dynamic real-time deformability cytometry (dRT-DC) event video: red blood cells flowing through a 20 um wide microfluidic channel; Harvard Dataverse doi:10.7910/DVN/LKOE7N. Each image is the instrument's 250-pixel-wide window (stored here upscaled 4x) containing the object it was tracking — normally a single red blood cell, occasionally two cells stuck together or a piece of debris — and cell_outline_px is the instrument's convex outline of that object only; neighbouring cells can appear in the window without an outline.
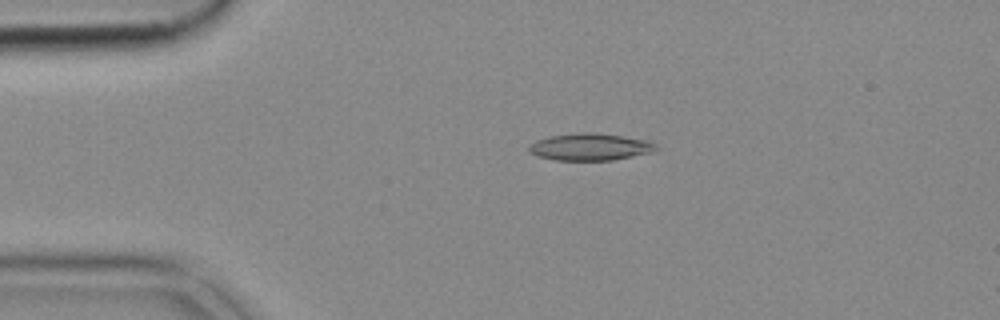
{"species": "common noctule bat (a hibernating species)", "species_latin": "Nyctalus noctula", "temperature_condition": "cold", "stored_images_in_passage": 10, "camera_frame_rate_fps": 3000, "um_per_image_px": 0.085, "animal": {"sex": "female", "body_mass_g": 18.4}, "frame": {"image": 1, "passage_image": 7, "time_ms": 2.0, "image_size_px": [1000, 320], "cell_outline_px": [[660, 148], [648, 152], [612, 160], [556, 160], [536, 156], [528, 148], [536, 140], [552, 136], [580, 132], [592, 132], [648, 140], [656, 144]], "centroid_in_image_um": [50.16, 12.48], "position_along_channel_um": 34.8, "area_um2": 19.65}}